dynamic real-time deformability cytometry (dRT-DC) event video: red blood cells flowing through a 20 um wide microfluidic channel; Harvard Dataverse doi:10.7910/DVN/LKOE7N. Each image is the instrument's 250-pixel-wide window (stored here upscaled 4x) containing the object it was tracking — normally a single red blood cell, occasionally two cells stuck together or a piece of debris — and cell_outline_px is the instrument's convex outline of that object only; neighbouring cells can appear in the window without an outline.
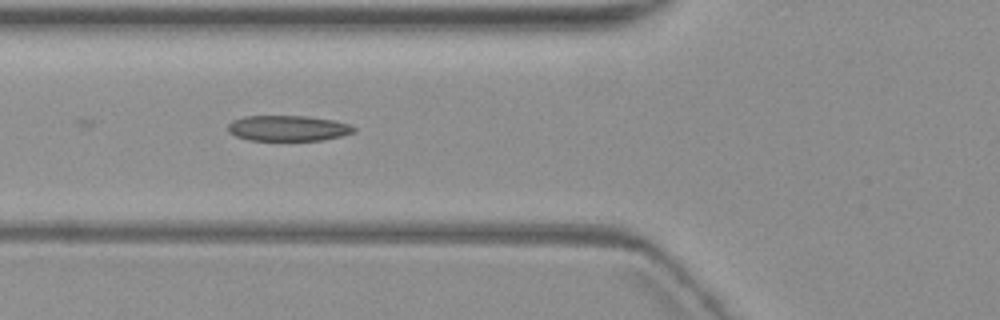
{"species": "common noctule bat (a hibernating species)", "species_latin": "Nyctalus noctula", "temperature_condition": "warm", "stored_images_in_passage": 3, "camera_frame_rate_fps": 3000, "um_per_image_px": 0.085, "animal": {"sex": "female", "body_mass_g": 19.3, "forearm_length_mm": 54.1}, "frame": {"image": 1, "passage_image": 3, "time_ms": 2.667, "image_size_px": [1000, 320], "cell_outline_px": [[356, 132], [324, 140], [248, 140], [236, 136], [228, 132], [228, 124], [232, 120], [244, 116], [308, 116], [332, 120], [348, 124], [356, 128]], "centroid_in_image_um": [24.46, 10.9], "position_along_channel_um": 101.3, "area_um2": 18.79}}